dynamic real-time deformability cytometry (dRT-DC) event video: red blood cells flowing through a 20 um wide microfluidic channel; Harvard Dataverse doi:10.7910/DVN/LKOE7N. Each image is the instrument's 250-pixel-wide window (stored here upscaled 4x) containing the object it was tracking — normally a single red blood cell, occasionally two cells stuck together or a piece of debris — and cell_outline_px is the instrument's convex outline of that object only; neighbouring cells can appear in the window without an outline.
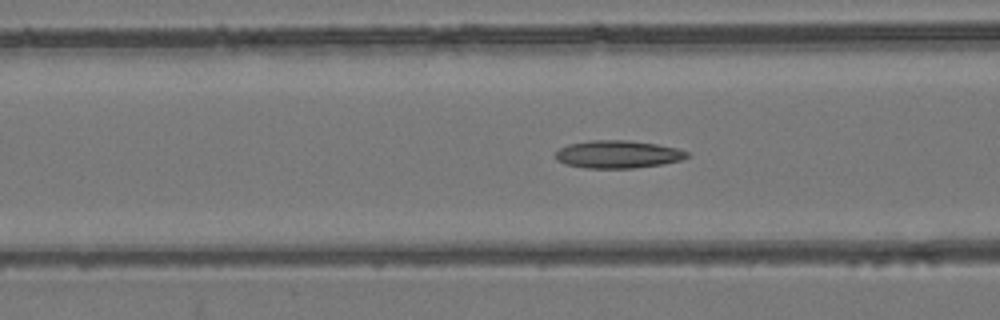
{"species": "common noctule bat (a hibernating species)", "species_latin": "Nyctalus noctula", "temperature_condition": "room temperature", "stored_images_in_passage": 36, "camera_frame_rate_fps": 3000, "um_per_image_px": 0.085, "animal": {"sex": "female", "body_mass_g": 24.6, "forearm_length_mm": 56.2}, "frame": {"image": 1, "passage_image": 11, "time_ms": 3.333, "image_size_px": [1000, 320], "cell_outline_px": [[688, 156], [680, 160], [664, 164], [632, 168], [584, 168], [564, 164], [556, 160], [556, 152], [560, 148], [568, 144], [592, 140], [628, 140], [656, 144], [676, 148], [688, 152]], "centroid_in_image_um": [52.49, 13.12], "position_along_channel_um": 114.1, "area_um2": 21.21}}
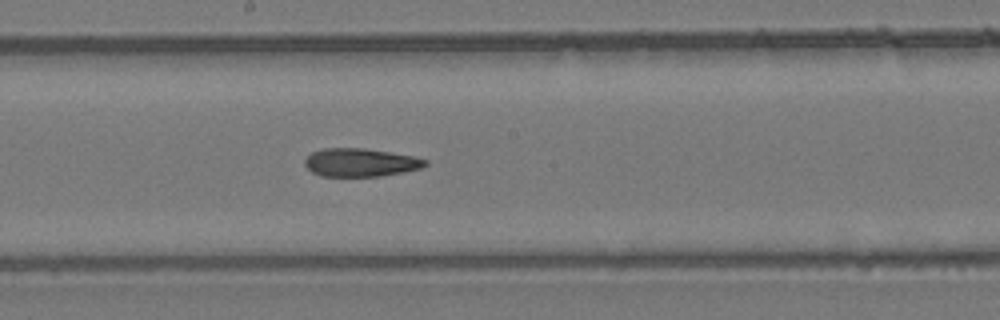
{"frame": {"image": 2, "passage_image": 19, "time_ms": 6.0, "image_size_px": [1000, 320], "cell_outline_px": [[428, 164], [420, 168], [380, 176], [320, 176], [312, 172], [304, 164], [304, 160], [312, 152], [324, 148], [364, 148], [412, 156], [428, 160]], "centroid_in_image_um": [30.6, 13.81], "position_along_channel_um": 217.6, "area_um2": 19.59}}
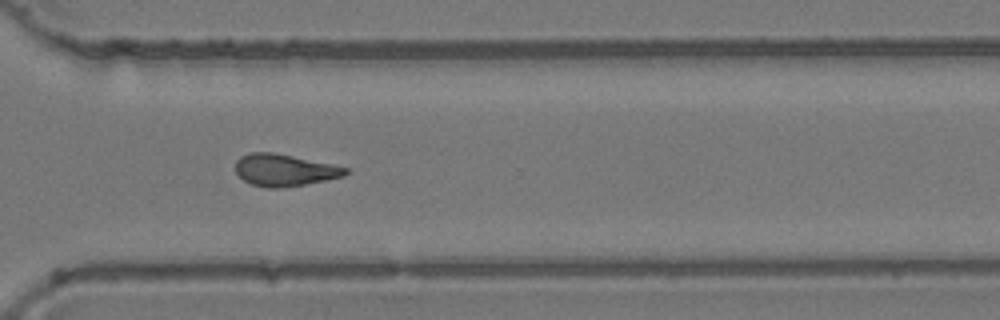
{"frame": {"image": 3, "passage_image": 29, "time_ms": 9.333, "image_size_px": [1000, 320], "cell_outline_px": [[348, 172], [344, 176], [304, 184], [280, 188], [268, 188], [252, 184], [244, 180], [236, 172], [236, 160], [240, 156], [248, 152], [272, 152], [332, 164], [348, 168]], "centroid_in_image_um": [24.15, 14.45], "position_along_channel_um": 346.5, "area_um2": 20.29}}